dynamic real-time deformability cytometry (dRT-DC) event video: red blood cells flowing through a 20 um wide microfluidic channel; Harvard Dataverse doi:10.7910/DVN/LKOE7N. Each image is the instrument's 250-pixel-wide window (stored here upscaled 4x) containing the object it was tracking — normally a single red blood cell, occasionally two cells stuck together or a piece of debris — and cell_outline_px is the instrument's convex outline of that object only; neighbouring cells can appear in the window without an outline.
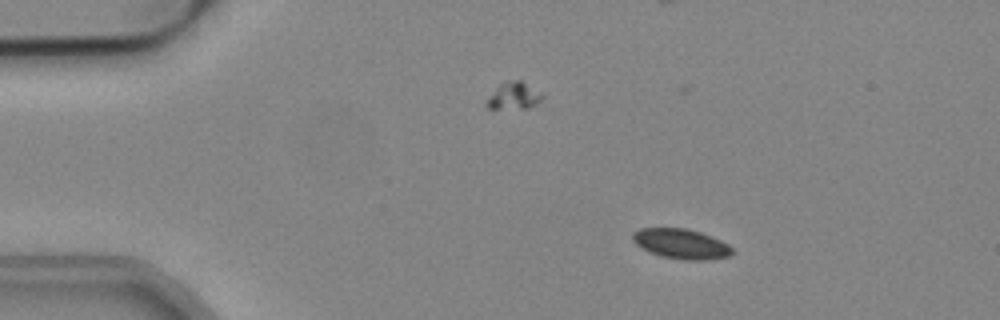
{"species": "common noctule bat (a hibernating species)", "species_latin": "Nyctalus noctula", "temperature_condition": "cold", "stored_images_in_passage": 55, "camera_frame_rate_fps": 3000, "um_per_image_px": 0.085, "animal": {"sex": "male", "body_mass_g": 19.2, "forearm_length_mm": 51.8}, "frame": {"image": 1, "passage_image": 9, "time_ms": 2.667, "image_size_px": [1000, 320], "cell_outline_px": [[736, 252], [728, 256], [704, 260], [684, 260], [660, 256], [636, 244], [632, 240], [632, 232], [640, 228], [688, 228], [712, 236], [728, 244]], "centroid_in_image_um": [57.91, 20.72], "position_along_channel_um": 27.1, "area_um2": 17.4}}
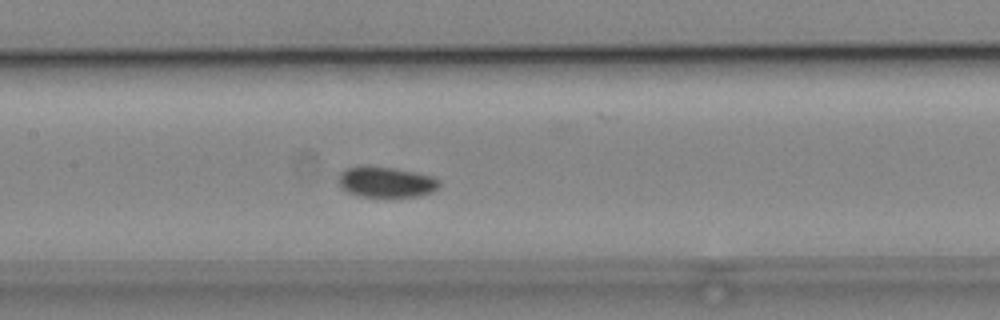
{"frame": {"image": 2, "passage_image": 26, "time_ms": 8.333, "image_size_px": [1000, 320], "cell_outline_px": [[440, 188], [432, 192], [416, 196], [360, 196], [348, 192], [340, 188], [340, 172], [348, 168], [364, 164], [392, 168], [416, 172], [432, 176], [440, 180]], "centroid_in_image_um": [32.83, 15.45], "position_along_channel_um": 174.6, "area_um2": 18.03}}
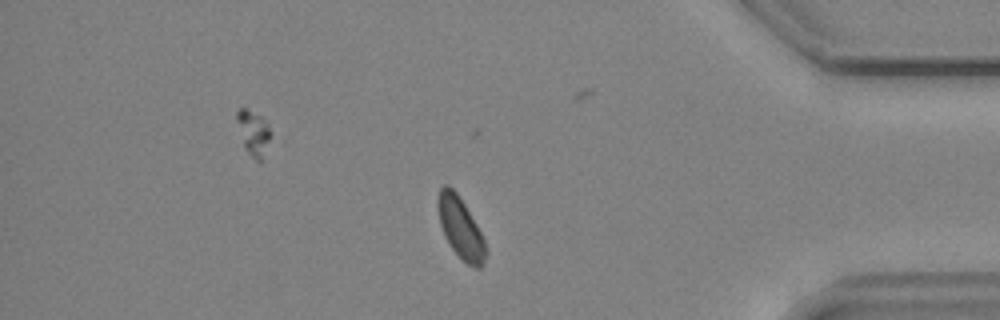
{"frame": {"image": 3, "passage_image": 46, "time_ms": 15.0, "image_size_px": [1000, 320], "cell_outline_px": [[488, 252], [480, 268], [472, 268], [452, 248], [444, 236], [440, 224], [440, 188], [444, 184], [448, 184], [456, 192], [464, 204], [476, 224], [484, 240]], "centroid_in_image_um": [39.19, 19.42], "position_along_channel_um": 396.0, "area_um2": 16.36}}